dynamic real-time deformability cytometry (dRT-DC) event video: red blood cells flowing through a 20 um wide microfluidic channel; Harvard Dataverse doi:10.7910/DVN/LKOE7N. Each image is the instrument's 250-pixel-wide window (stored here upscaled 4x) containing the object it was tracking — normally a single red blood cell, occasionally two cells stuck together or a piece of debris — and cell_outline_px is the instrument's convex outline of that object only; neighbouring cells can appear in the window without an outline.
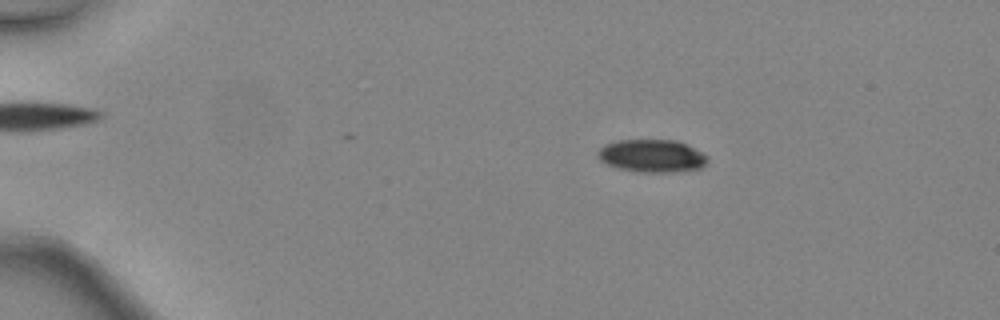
{"species": "common noctule bat (a hibernating species)", "species_latin": "Nyctalus noctula", "temperature_condition": "warm", "stored_images_in_passage": 46, "camera_frame_rate_fps": 3000, "um_per_image_px": 0.085, "animal": {"sex": "female", "body_mass_g": 24.6, "forearm_length_mm": 56.2}, "frame": {"image": 1, "passage_image": 9, "time_ms": 2.667, "image_size_px": [1000, 320], "cell_outline_px": [[708, 160], [700, 168], [676, 172], [636, 172], [616, 168], [604, 164], [596, 156], [596, 152], [604, 144], [616, 140], [676, 140], [700, 152]], "centroid_in_image_um": [55.3, 13.26], "position_along_channel_um": 29.7, "area_um2": 20.98}}
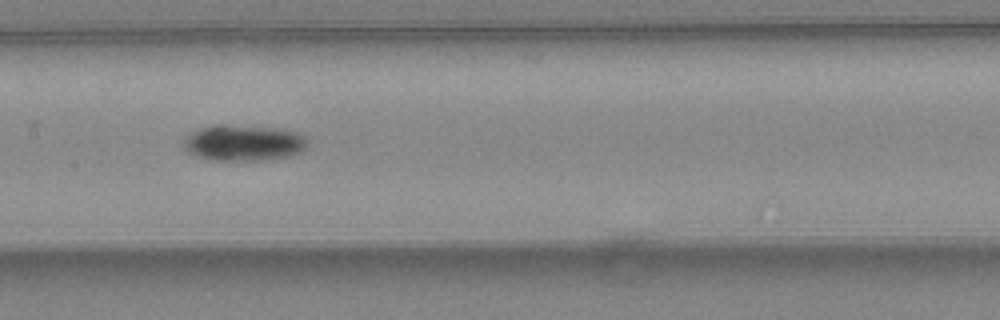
{"frame": {"image": 2, "passage_image": 25, "time_ms": 8.0, "image_size_px": [1000, 320], "cell_outline_px": [[308, 144], [300, 152], [288, 156], [264, 160], [208, 160], [196, 156], [188, 152], [184, 148], [184, 136], [188, 132], [196, 128], [216, 124], [228, 124], [284, 128], [300, 132], [308, 140]], "centroid_in_image_um": [20.68, 12.11], "position_along_channel_um": 186.7, "area_um2": 26.76}}
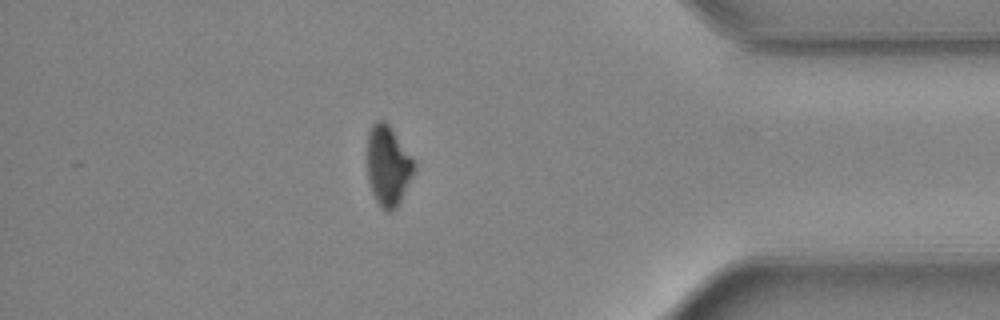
{"frame": {"image": 3, "passage_image": 41, "time_ms": 13.333, "image_size_px": [1000, 320], "cell_outline_px": [[416, 164], [412, 176], [396, 208], [392, 212], [384, 212], [376, 200], [372, 192], [368, 180], [368, 132], [372, 124], [376, 120], [384, 120], [388, 124], [416, 160]], "centroid_in_image_um": [32.99, 14.08], "position_along_channel_um": 402.2, "area_um2": 21.96}, "authors_computed_cell_mechanics": {"area_um2": 22.5998, "velocity_mm_per_s": 4.5656, "shape_relaxation_time_tau1_ms": 2.4808, "shape_relaxation_time_tau2_ms": null, "deformation_change_tau1": 0.0895, "deformation_change_tau2": null}}